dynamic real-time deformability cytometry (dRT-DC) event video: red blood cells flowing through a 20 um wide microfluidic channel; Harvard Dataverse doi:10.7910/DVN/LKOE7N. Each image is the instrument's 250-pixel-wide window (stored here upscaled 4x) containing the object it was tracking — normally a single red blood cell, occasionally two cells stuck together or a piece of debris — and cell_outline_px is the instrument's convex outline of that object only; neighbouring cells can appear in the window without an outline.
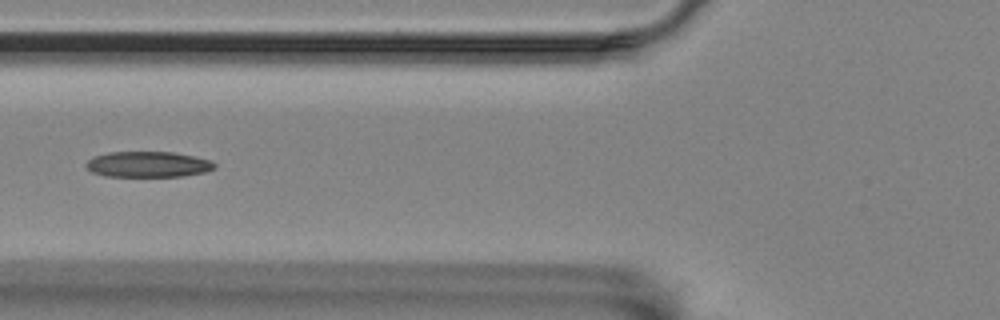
{"species": "Egyptian fruit bat (a non-hibernating species)", "species_latin": "Rousettus aegyptiacus", "temperature_condition": "room temperature", "stored_images_in_passage": 9, "camera_frame_rate_fps": 3000, "um_per_image_px": 0.085, "animal": {"sex": "female"}, "frame": {"image": 1, "passage_image": 2, "time_ms": 1.0, "image_size_px": [1000, 320], "cell_outline_px": [[216, 168], [204, 172], [184, 176], [104, 176], [92, 172], [84, 164], [88, 160], [96, 156], [108, 152], [172, 152], [212, 160], [216, 164]], "centroid_in_image_um": [12.6, 13.97], "position_along_channel_um": 113.2, "area_um2": 19.19}}
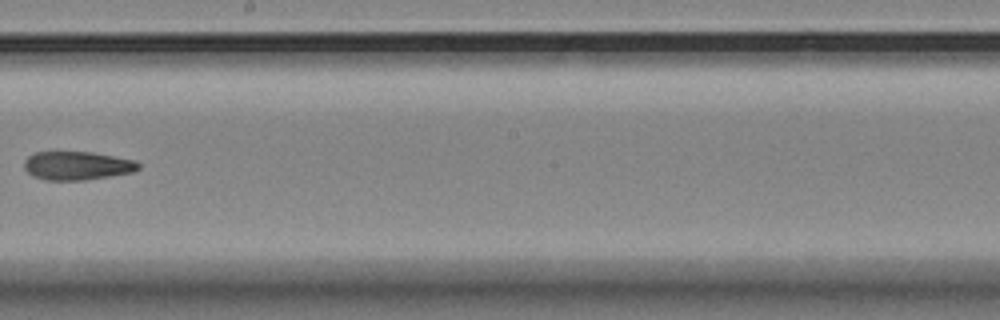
{"frame": {"image": 2, "passage_image": 5, "time_ms": 4.667, "image_size_px": [1000, 320], "cell_outline_px": [[140, 168], [136, 172], [84, 180], [44, 180], [32, 176], [24, 168], [24, 160], [28, 156], [36, 152], [92, 152], [132, 160], [140, 164]], "centroid_in_image_um": [6.54, 14.09], "position_along_channel_um": 241.7, "area_um2": 19.02}}
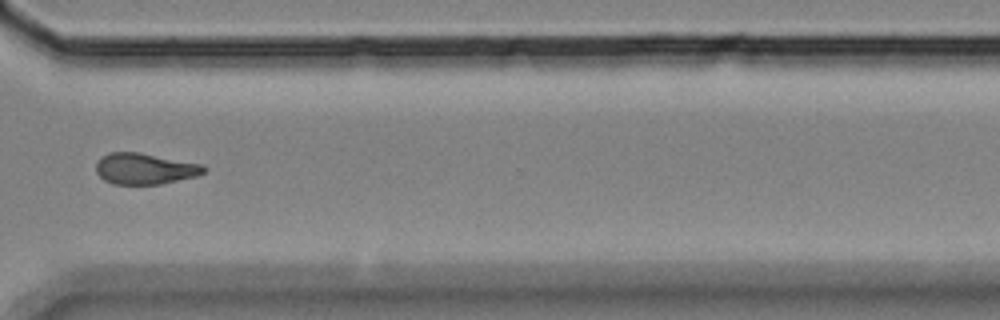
{"frame": {"image": 3, "passage_image": 8, "time_ms": 8.0, "image_size_px": [1000, 320], "cell_outline_px": [[204, 172], [196, 176], [160, 184], [112, 184], [104, 180], [96, 172], [96, 164], [100, 156], [108, 152], [136, 152], [200, 164], [204, 168]], "centroid_in_image_um": [12.22, 14.34], "position_along_channel_um": 358.4, "area_um2": 19.25}}